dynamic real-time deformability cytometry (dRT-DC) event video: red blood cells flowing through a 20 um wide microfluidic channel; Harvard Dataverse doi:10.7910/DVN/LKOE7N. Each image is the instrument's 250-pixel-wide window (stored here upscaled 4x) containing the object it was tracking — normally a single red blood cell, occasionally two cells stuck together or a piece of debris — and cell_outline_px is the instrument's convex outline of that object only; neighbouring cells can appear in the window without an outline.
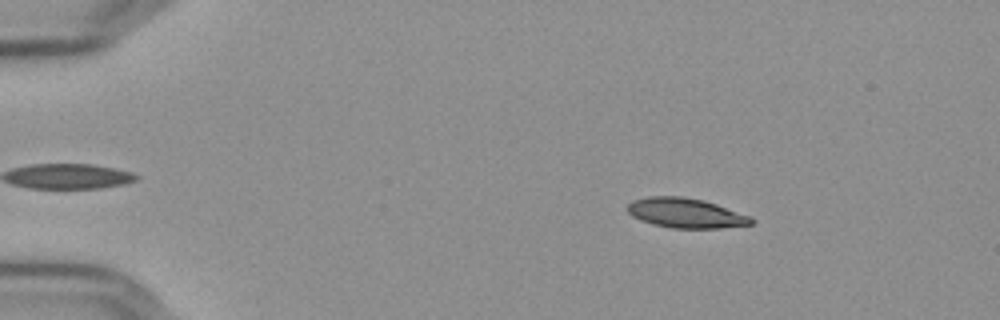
{"species": "Egyptian fruit bat (a non-hibernating species)", "species_latin": "Rousettus aegyptiacus", "temperature_condition": "cold", "stored_images_in_passage": 56, "camera_frame_rate_fps": 3000, "um_per_image_px": 0.085, "frame": {"image": 1, "passage_image": 9, "time_ms": 2.667, "image_size_px": [1000, 320], "cell_outline_px": [[756, 220], [752, 224], [720, 228], [672, 228], [652, 224], [640, 220], [632, 216], [628, 212], [628, 204], [632, 200], [648, 196], [680, 196], [704, 200], [752, 216]], "centroid_in_image_um": [58.3, 18.11], "position_along_channel_um": 26.7, "area_um2": 21.62}}
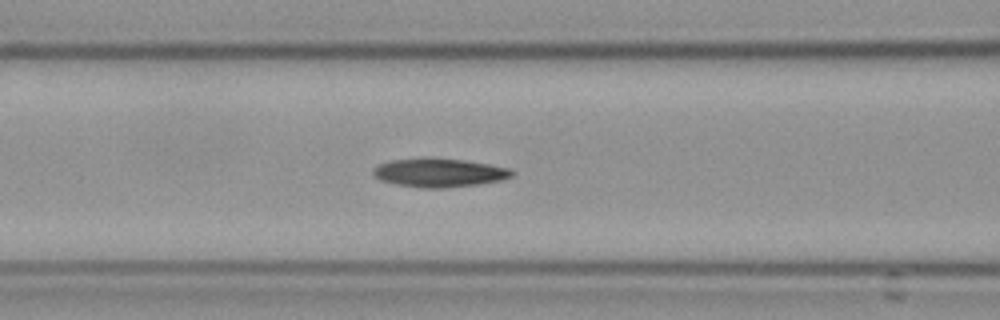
{"frame": {"image": 2, "passage_image": 24, "time_ms": 7.667, "image_size_px": [1000, 320], "cell_outline_px": [[516, 172], [512, 176], [500, 180], [476, 184], [444, 188], [420, 188], [396, 184], [380, 180], [372, 172], [372, 168], [380, 164], [392, 160], [424, 156], [464, 160], [488, 164], [508, 168]], "centroid_in_image_um": [37.29, 14.66], "position_along_channel_um": 129.3, "area_um2": 23.35}}
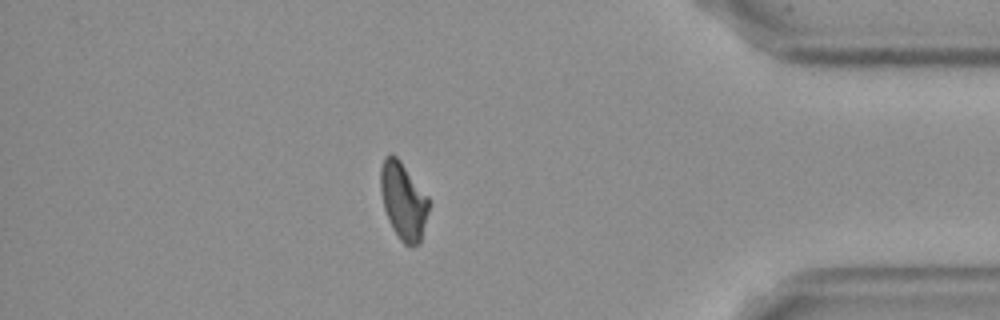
{"frame": {"image": 3, "passage_image": 49, "time_ms": 16.0, "image_size_px": [1000, 320], "cell_outline_px": [[428, 212], [420, 244], [412, 248], [404, 244], [400, 240], [392, 228], [388, 220], [384, 208], [380, 192], [380, 168], [384, 156], [396, 156], [400, 160], [428, 196]], "centroid_in_image_um": [34.27, 17.11], "position_along_channel_um": 400.9, "area_um2": 21.79}, "authors_computed_cell_mechanics": {"area_um2": 21.9062, "velocity_mm_per_s": 3.6328, "shape_relaxation_time_tau1_ms": 4.6419, "shape_relaxation_time_tau2_ms": null, "deformation_change_tau1": 0.1534, "deformation_change_tau2": null}}